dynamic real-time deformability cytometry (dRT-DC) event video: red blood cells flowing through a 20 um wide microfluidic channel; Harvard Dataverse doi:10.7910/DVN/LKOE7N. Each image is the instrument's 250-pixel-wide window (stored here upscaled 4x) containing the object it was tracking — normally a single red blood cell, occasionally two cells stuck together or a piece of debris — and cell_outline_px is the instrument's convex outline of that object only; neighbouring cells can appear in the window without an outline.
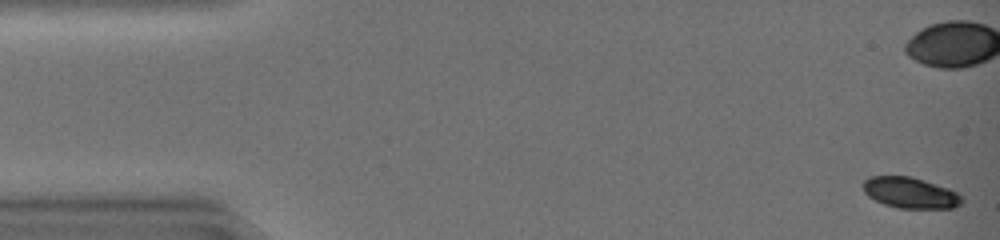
{"species": "common noctule bat (a hibernating species)", "species_latin": "Nyctalus noctula", "temperature_condition": "warm", "stored_images_in_passage": 47, "camera_frame_rate_fps": 3000, "um_per_image_px": 0.085, "animal": {"sex": "female", "body_mass_g": 19.0, "forearm_length_mm": 51.5}, "frame": {"image": 1, "passage_image": 1, "time_ms": 0.0, "image_size_px": [1000, 240], "cell_outline_px": [[960, 204], [952, 208], [896, 208], [884, 204], [868, 196], [864, 192], [864, 180], [872, 176], [908, 176], [956, 192], [960, 196]], "centroid_in_image_um": [77.3, 16.4], "position_along_channel_um": 7.7, "area_um2": 17.17}, "authors_computed_cell_mechanics": {"area_um2": 19.5364, "velocity_mm_per_s": 4.222, "shape_relaxation_time_tau1_ms": 1.8338, "shape_relaxation_time_tau2_ms": null, "deformation_change_tau1": 0.1233, "deformation_change_tau2": null}}